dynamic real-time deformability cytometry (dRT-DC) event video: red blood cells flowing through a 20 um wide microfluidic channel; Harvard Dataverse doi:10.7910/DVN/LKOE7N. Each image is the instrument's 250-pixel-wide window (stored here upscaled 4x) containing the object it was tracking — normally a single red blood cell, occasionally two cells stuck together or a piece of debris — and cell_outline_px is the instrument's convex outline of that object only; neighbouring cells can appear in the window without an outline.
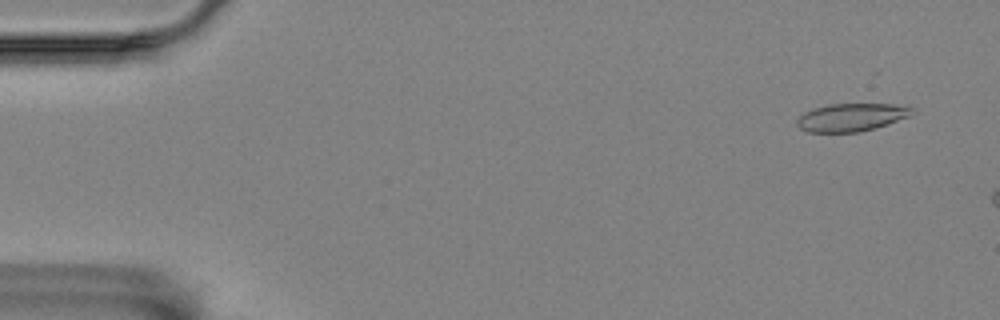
{"species": "Egyptian fruit bat (a non-hibernating species)", "species_latin": "Rousettus aegyptiacus", "temperature_condition": "room temperature", "stored_images_in_passage": 4, "camera_frame_rate_fps": 3000, "um_per_image_px": 0.085, "animal": {"sex": "female"}, "frame": {"image": 1, "passage_image": 2, "time_ms": 0.333, "image_size_px": [1000, 320], "cell_outline_px": [[916, 112], [908, 116], [876, 128], [860, 132], [808, 132], [800, 128], [796, 124], [796, 120], [804, 112], [812, 108], [828, 104], [908, 104], [916, 108]], "centroid_in_image_um": [72.41, 9.95], "position_along_channel_um": 12.6, "area_um2": 19.02}}